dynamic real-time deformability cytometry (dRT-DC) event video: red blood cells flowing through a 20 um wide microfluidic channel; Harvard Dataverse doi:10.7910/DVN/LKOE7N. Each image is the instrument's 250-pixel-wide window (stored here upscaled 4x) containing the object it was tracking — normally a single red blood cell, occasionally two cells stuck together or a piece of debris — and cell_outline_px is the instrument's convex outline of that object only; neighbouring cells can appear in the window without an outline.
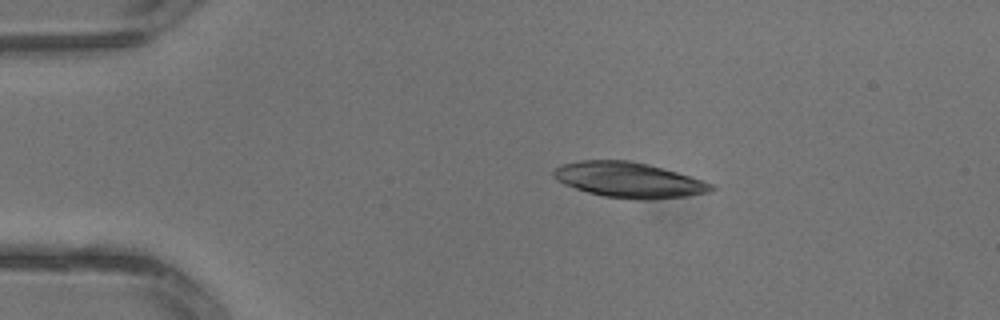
{"species": "common noctule bat (a hibernating species)", "species_latin": "Nyctalus noctula", "temperature_condition": "warm", "stored_images_in_passage": 2, "camera_frame_rate_fps": 3000, "um_per_image_px": 0.085, "animal": {"sex": "male", "body_mass_g": 13.3}, "frame": {"image": 1, "passage_image": 1, "time_ms": 0.0, "image_size_px": [1000, 320], "cell_outline_px": [[716, 188], [708, 192], [684, 196], [648, 200], [636, 200], [604, 196], [588, 192], [564, 184], [556, 180], [552, 176], [552, 172], [556, 168], [564, 164], [580, 160], [628, 160], [648, 164], [676, 172], [712, 184]], "centroid_in_image_um": [53.41, 15.3], "position_along_channel_um": 31.6, "area_um2": 32.14}}